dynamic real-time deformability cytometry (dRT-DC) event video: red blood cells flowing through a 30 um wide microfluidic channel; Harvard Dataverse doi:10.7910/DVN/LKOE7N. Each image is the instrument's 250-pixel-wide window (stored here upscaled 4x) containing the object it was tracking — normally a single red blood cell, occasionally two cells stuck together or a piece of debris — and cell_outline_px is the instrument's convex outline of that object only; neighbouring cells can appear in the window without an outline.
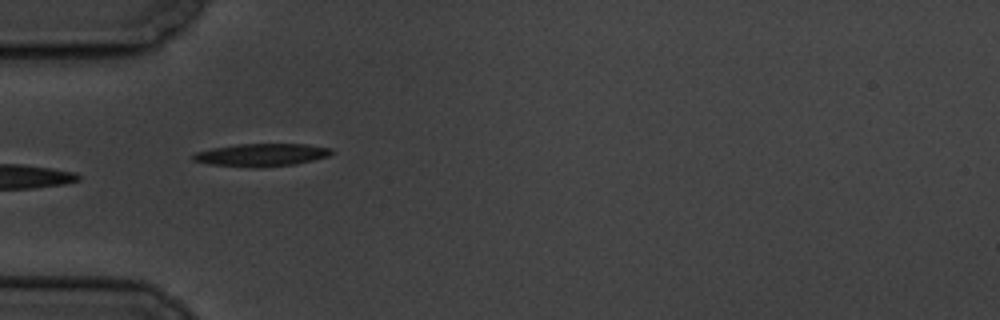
{"species": "common noctule bat (a hibernating species)", "species_latin": "Nyctalus noctula", "temperature_condition": "cold", "stored_images_in_passage": 3, "camera_frame_rate_fps": 3000, "um_per_image_px": 0.085, "animal": {"sex": "male", "body_mass_g": 19.5, "forearm_length_mm": 54.6}, "frame": {"image": 1, "passage_image": 1, "time_ms": 0.0, "image_size_px": [1000, 320], "cell_outline_px": [[332, 152], [328, 156], [296, 164], [260, 168], [256, 168], [208, 164], [192, 160], [192, 156], [196, 152], [212, 148], [236, 144], [304, 144], [332, 148]], "centroid_in_image_um": [22.2, 13.17], "position_along_channel_um": 62.8, "area_um2": 18.38}}
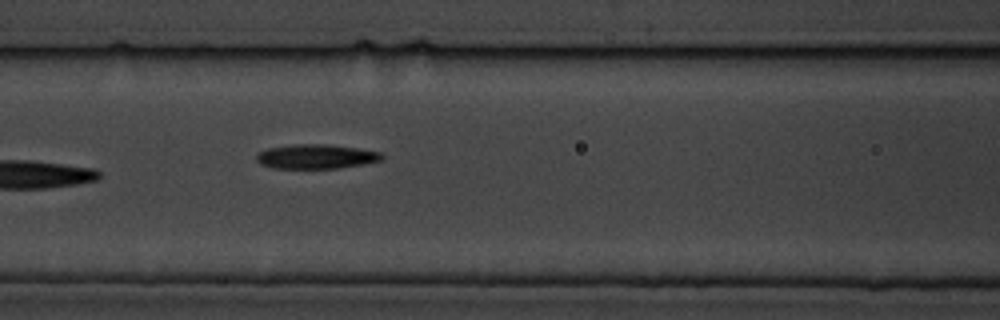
{"frame": {"image": 2, "passage_image": 3, "time_ms": 2.333, "image_size_px": [1000, 320], "cell_outline_px": [[384, 156], [380, 160], [364, 164], [336, 168], [272, 168], [260, 164], [256, 160], [256, 156], [260, 152], [268, 148], [292, 144], [328, 144], [356, 148], [380, 152]], "centroid_in_image_um": [26.84, 13.3], "position_along_channel_um": 139.8, "area_um2": 17.74}}